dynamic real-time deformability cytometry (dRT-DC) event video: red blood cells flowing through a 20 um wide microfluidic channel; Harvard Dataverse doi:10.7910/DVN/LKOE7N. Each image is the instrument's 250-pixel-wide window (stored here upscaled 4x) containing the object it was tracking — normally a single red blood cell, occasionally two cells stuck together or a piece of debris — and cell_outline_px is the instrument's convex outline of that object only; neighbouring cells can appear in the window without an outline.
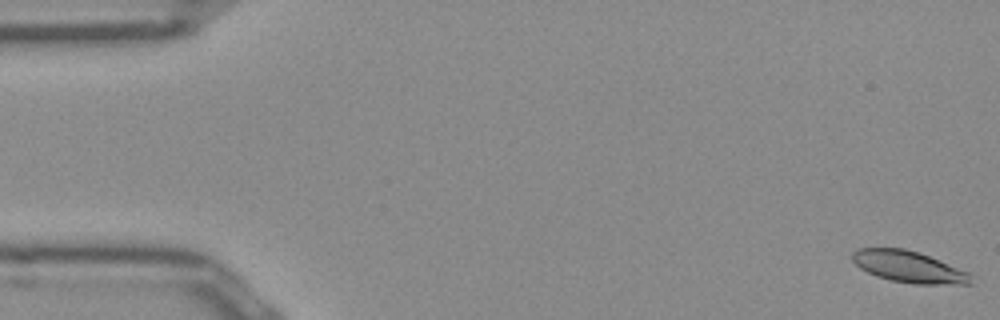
{"species": "Egyptian fruit bat (a non-hibernating species)", "species_latin": "Rousettus aegyptiacus", "temperature_condition": "room temperature", "stored_images_in_passage": 52, "camera_frame_rate_fps": 3000, "um_per_image_px": 0.085, "frame": {"image": 1, "passage_image": 1, "time_ms": 0.0, "image_size_px": [1000, 320], "cell_outline_px": [[972, 284], [912, 284], [892, 280], [876, 276], [860, 268], [852, 260], [852, 252], [860, 248], [904, 248], [928, 256], [968, 272], [972, 276]], "centroid_in_image_um": [77.23, 22.68], "position_along_channel_um": 7.8, "area_um2": 21.5}}
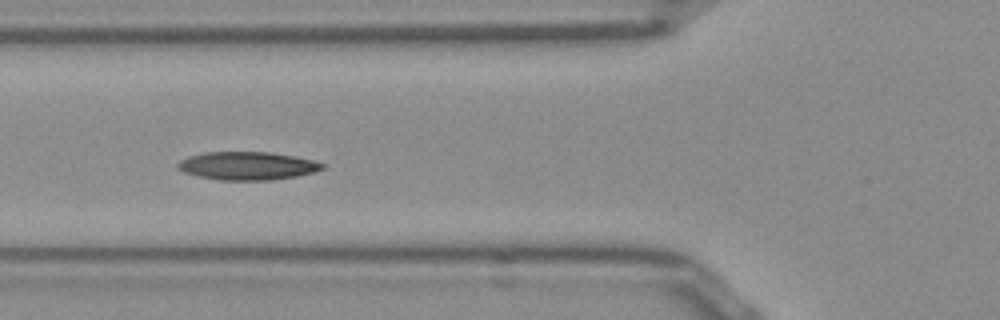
{"frame": {"image": 2, "passage_image": 19, "time_ms": 6.0, "image_size_px": [1000, 320], "cell_outline_px": [[328, 164], [324, 168], [312, 172], [296, 176], [272, 180], [220, 180], [200, 176], [184, 172], [176, 168], [176, 164], [180, 160], [188, 156], [208, 152], [268, 152], [292, 156], [312, 160]], "centroid_in_image_um": [21.01, 14.09], "position_along_channel_um": 104.8, "area_um2": 23.58}}
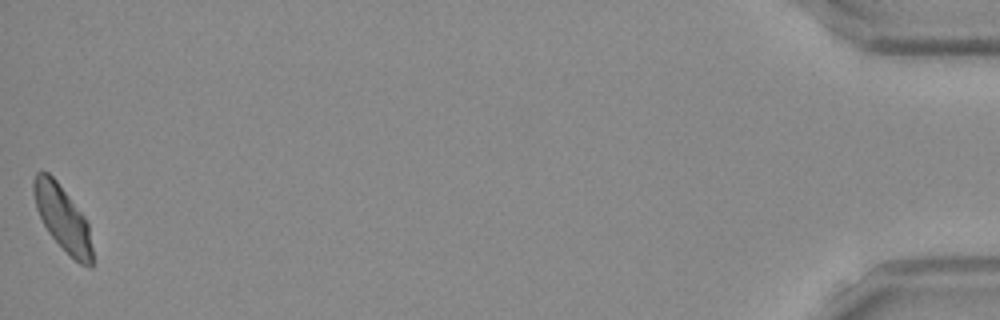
{"frame": {"image": 3, "passage_image": 52, "time_ms": 17.0, "image_size_px": [1000, 320], "cell_outline_px": [[92, 268], [88, 268], [80, 264], [48, 232], [36, 208], [32, 192], [32, 180], [36, 172], [48, 172], [56, 180], [84, 216], [88, 224], [92, 248]], "centroid_in_image_um": [5.31, 18.52], "position_along_channel_um": 429.9, "area_um2": 21.91}, "authors_computed_cell_mechanics": {"area_um2": 22.8021, "velocity_mm_per_s": 3.8738, "shape_relaxation_time_tau1_ms": 5.5175, "shape_relaxation_time_tau2_ms": 2.4039, "deformation_change_tau1": 0.1356, "deformation_change_tau2": 0.0733}}